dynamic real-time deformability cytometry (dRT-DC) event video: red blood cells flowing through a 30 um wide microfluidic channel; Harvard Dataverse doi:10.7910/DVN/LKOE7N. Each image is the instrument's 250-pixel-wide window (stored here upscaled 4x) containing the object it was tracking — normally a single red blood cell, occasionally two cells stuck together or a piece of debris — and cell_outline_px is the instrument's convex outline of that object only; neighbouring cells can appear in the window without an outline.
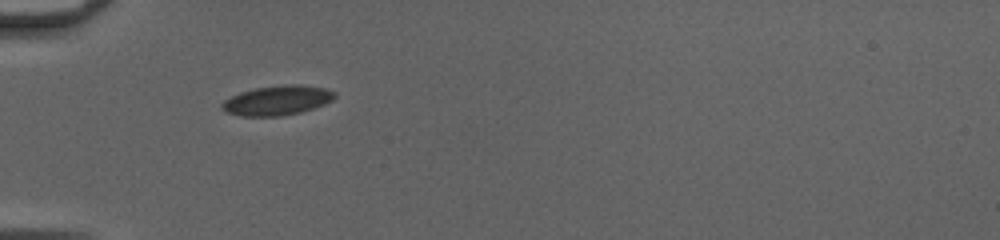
{"species": "common noctule bat (a hibernating species)", "species_latin": "Nyctalus noctula", "temperature_condition": "cold", "stored_images_in_passage": 36, "camera_frame_rate_fps": 3000, "um_per_image_px": 0.085, "animal": {"sex": "female", "body_mass_g": 20.0, "forearm_length_mm": 54.0}, "frame": {"image": 1, "passage_image": 1, "time_ms": 0.0, "image_size_px": [1000, 240], "cell_outline_px": [[336, 96], [332, 100], [324, 104], [300, 112], [280, 116], [240, 116], [224, 112], [220, 108], [220, 104], [224, 100], [240, 92], [256, 88], [284, 84], [300, 84], [328, 88], [336, 92]], "centroid_in_image_um": [23.55, 8.52], "position_along_channel_um": 61.4, "area_um2": 19.65}}
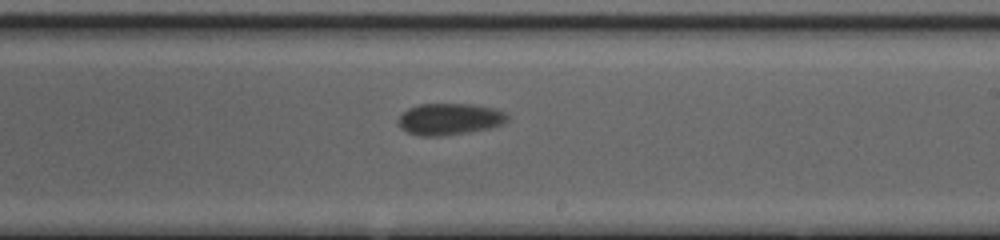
{"frame": {"image": 2, "passage_image": 16, "time_ms": 5.0, "image_size_px": [1000, 240], "cell_outline_px": [[508, 120], [504, 124], [492, 128], [468, 132], [440, 136], [420, 136], [408, 132], [400, 128], [396, 120], [408, 108], [420, 104], [472, 104], [496, 108], [508, 112]], "centroid_in_image_um": [38.25, 10.12], "position_along_channel_um": 250.7, "area_um2": 20.4}}
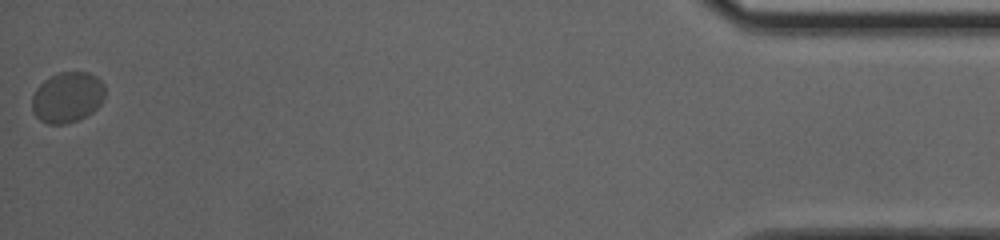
{"frame": {"image": 3, "passage_image": 36, "time_ms": 11.667, "image_size_px": [1000, 240], "cell_outline_px": [[104, 96], [100, 104], [92, 112], [80, 120], [68, 124], [48, 124], [40, 120], [32, 112], [32, 96], [36, 88], [44, 80], [60, 72], [88, 72], [96, 76], [104, 84]], "centroid_in_image_um": [5.72, 8.28], "position_along_channel_um": 429.5, "area_um2": 21.68}, "authors_computed_cell_mechanics": {"area_um2": 20.3745, "velocity_mm_per_s": 3.9464, "shape_relaxation_time_tau1_ms": 1.5658, "shape_relaxation_time_tau2_ms": null, "deformation_change_tau1": 0.0442, "deformation_change_tau2": null}}